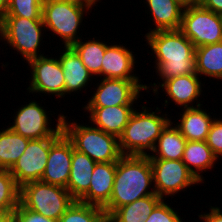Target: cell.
<instances>
[{
  "instance_id": "cell-23",
  "label": "cell",
  "mask_w": 222,
  "mask_h": 222,
  "mask_svg": "<svg viewBox=\"0 0 222 222\" xmlns=\"http://www.w3.org/2000/svg\"><path fill=\"white\" fill-rule=\"evenodd\" d=\"M217 160L206 141H186L182 161L199 182L204 178L200 172L213 168Z\"/></svg>"
},
{
  "instance_id": "cell-17",
  "label": "cell",
  "mask_w": 222,
  "mask_h": 222,
  "mask_svg": "<svg viewBox=\"0 0 222 222\" xmlns=\"http://www.w3.org/2000/svg\"><path fill=\"white\" fill-rule=\"evenodd\" d=\"M133 105H119L108 107H84L90 113V120L93 122L95 128L114 135L119 138L128 120L135 110Z\"/></svg>"
},
{
  "instance_id": "cell-29",
  "label": "cell",
  "mask_w": 222,
  "mask_h": 222,
  "mask_svg": "<svg viewBox=\"0 0 222 222\" xmlns=\"http://www.w3.org/2000/svg\"><path fill=\"white\" fill-rule=\"evenodd\" d=\"M20 187L9 170L0 169V216L13 214L19 204Z\"/></svg>"
},
{
  "instance_id": "cell-32",
  "label": "cell",
  "mask_w": 222,
  "mask_h": 222,
  "mask_svg": "<svg viewBox=\"0 0 222 222\" xmlns=\"http://www.w3.org/2000/svg\"><path fill=\"white\" fill-rule=\"evenodd\" d=\"M145 222H183L182 218L165 201H161Z\"/></svg>"
},
{
  "instance_id": "cell-3",
  "label": "cell",
  "mask_w": 222,
  "mask_h": 222,
  "mask_svg": "<svg viewBox=\"0 0 222 222\" xmlns=\"http://www.w3.org/2000/svg\"><path fill=\"white\" fill-rule=\"evenodd\" d=\"M142 110L132 112L122 135L118 138L122 155L147 156V151L154 150L161 132L171 122L167 114L157 115L146 110L144 106Z\"/></svg>"
},
{
  "instance_id": "cell-8",
  "label": "cell",
  "mask_w": 222,
  "mask_h": 222,
  "mask_svg": "<svg viewBox=\"0 0 222 222\" xmlns=\"http://www.w3.org/2000/svg\"><path fill=\"white\" fill-rule=\"evenodd\" d=\"M195 48L222 42V15L203 8L199 3L184 8L179 29Z\"/></svg>"
},
{
  "instance_id": "cell-18",
  "label": "cell",
  "mask_w": 222,
  "mask_h": 222,
  "mask_svg": "<svg viewBox=\"0 0 222 222\" xmlns=\"http://www.w3.org/2000/svg\"><path fill=\"white\" fill-rule=\"evenodd\" d=\"M197 73L180 75L159 83V87L164 88L166 96L172 99L179 106L183 108H194V100H197L201 95V81Z\"/></svg>"
},
{
  "instance_id": "cell-41",
  "label": "cell",
  "mask_w": 222,
  "mask_h": 222,
  "mask_svg": "<svg viewBox=\"0 0 222 222\" xmlns=\"http://www.w3.org/2000/svg\"><path fill=\"white\" fill-rule=\"evenodd\" d=\"M0 36H1V18H0ZM1 38V37H0Z\"/></svg>"
},
{
  "instance_id": "cell-24",
  "label": "cell",
  "mask_w": 222,
  "mask_h": 222,
  "mask_svg": "<svg viewBox=\"0 0 222 222\" xmlns=\"http://www.w3.org/2000/svg\"><path fill=\"white\" fill-rule=\"evenodd\" d=\"M172 124L170 122L161 132L152 151L155 154L148 153L149 158L182 160L187 140L175 126H171Z\"/></svg>"
},
{
  "instance_id": "cell-1",
  "label": "cell",
  "mask_w": 222,
  "mask_h": 222,
  "mask_svg": "<svg viewBox=\"0 0 222 222\" xmlns=\"http://www.w3.org/2000/svg\"><path fill=\"white\" fill-rule=\"evenodd\" d=\"M145 36L155 54V68L162 82L196 73L195 47L179 29L150 31Z\"/></svg>"
},
{
  "instance_id": "cell-36",
  "label": "cell",
  "mask_w": 222,
  "mask_h": 222,
  "mask_svg": "<svg viewBox=\"0 0 222 222\" xmlns=\"http://www.w3.org/2000/svg\"><path fill=\"white\" fill-rule=\"evenodd\" d=\"M198 3L203 8L222 15V0H199Z\"/></svg>"
},
{
  "instance_id": "cell-15",
  "label": "cell",
  "mask_w": 222,
  "mask_h": 222,
  "mask_svg": "<svg viewBox=\"0 0 222 222\" xmlns=\"http://www.w3.org/2000/svg\"><path fill=\"white\" fill-rule=\"evenodd\" d=\"M116 172V162L96 163L88 191L78 200L104 208L110 200Z\"/></svg>"
},
{
  "instance_id": "cell-13",
  "label": "cell",
  "mask_w": 222,
  "mask_h": 222,
  "mask_svg": "<svg viewBox=\"0 0 222 222\" xmlns=\"http://www.w3.org/2000/svg\"><path fill=\"white\" fill-rule=\"evenodd\" d=\"M32 80L27 90L36 93L65 96V80L61 63L57 58L39 56L28 61Z\"/></svg>"
},
{
  "instance_id": "cell-2",
  "label": "cell",
  "mask_w": 222,
  "mask_h": 222,
  "mask_svg": "<svg viewBox=\"0 0 222 222\" xmlns=\"http://www.w3.org/2000/svg\"><path fill=\"white\" fill-rule=\"evenodd\" d=\"M152 182L153 173L148 155H122L116 162L112 195L103 208L106 216L139 198L156 195L154 188L149 190Z\"/></svg>"
},
{
  "instance_id": "cell-6",
  "label": "cell",
  "mask_w": 222,
  "mask_h": 222,
  "mask_svg": "<svg viewBox=\"0 0 222 222\" xmlns=\"http://www.w3.org/2000/svg\"><path fill=\"white\" fill-rule=\"evenodd\" d=\"M87 10L86 7L64 0H43L42 20L45 28L60 36L64 47H70L80 40L77 31Z\"/></svg>"
},
{
  "instance_id": "cell-40",
  "label": "cell",
  "mask_w": 222,
  "mask_h": 222,
  "mask_svg": "<svg viewBox=\"0 0 222 222\" xmlns=\"http://www.w3.org/2000/svg\"><path fill=\"white\" fill-rule=\"evenodd\" d=\"M0 222H16L13 214L0 216Z\"/></svg>"
},
{
  "instance_id": "cell-34",
  "label": "cell",
  "mask_w": 222,
  "mask_h": 222,
  "mask_svg": "<svg viewBox=\"0 0 222 222\" xmlns=\"http://www.w3.org/2000/svg\"><path fill=\"white\" fill-rule=\"evenodd\" d=\"M13 215L16 219V222H58L54 219L47 218L40 213L27 209L20 203L14 210Z\"/></svg>"
},
{
  "instance_id": "cell-11",
  "label": "cell",
  "mask_w": 222,
  "mask_h": 222,
  "mask_svg": "<svg viewBox=\"0 0 222 222\" xmlns=\"http://www.w3.org/2000/svg\"><path fill=\"white\" fill-rule=\"evenodd\" d=\"M57 137L30 140L24 153L9 170L19 187L40 181L44 174L51 143Z\"/></svg>"
},
{
  "instance_id": "cell-5",
  "label": "cell",
  "mask_w": 222,
  "mask_h": 222,
  "mask_svg": "<svg viewBox=\"0 0 222 222\" xmlns=\"http://www.w3.org/2000/svg\"><path fill=\"white\" fill-rule=\"evenodd\" d=\"M75 200L65 187L33 181L20 187L19 203L58 221Z\"/></svg>"
},
{
  "instance_id": "cell-20",
  "label": "cell",
  "mask_w": 222,
  "mask_h": 222,
  "mask_svg": "<svg viewBox=\"0 0 222 222\" xmlns=\"http://www.w3.org/2000/svg\"><path fill=\"white\" fill-rule=\"evenodd\" d=\"M96 162L88 155L73 149L70 176L66 189L78 201L89 189Z\"/></svg>"
},
{
  "instance_id": "cell-21",
  "label": "cell",
  "mask_w": 222,
  "mask_h": 222,
  "mask_svg": "<svg viewBox=\"0 0 222 222\" xmlns=\"http://www.w3.org/2000/svg\"><path fill=\"white\" fill-rule=\"evenodd\" d=\"M64 52L58 58L65 80V94L74 91H81L89 81L92 74L88 71L85 65L82 63L80 56L70 46L65 47Z\"/></svg>"
},
{
  "instance_id": "cell-10",
  "label": "cell",
  "mask_w": 222,
  "mask_h": 222,
  "mask_svg": "<svg viewBox=\"0 0 222 222\" xmlns=\"http://www.w3.org/2000/svg\"><path fill=\"white\" fill-rule=\"evenodd\" d=\"M14 119V124L9 128L19 134L28 138L41 139L46 137H58L62 132V119L64 115H59L57 118V124L55 129L51 128L50 120L48 119V114L46 110L39 106L37 102L31 101L19 107L16 112ZM49 121V122H48Z\"/></svg>"
},
{
  "instance_id": "cell-27",
  "label": "cell",
  "mask_w": 222,
  "mask_h": 222,
  "mask_svg": "<svg viewBox=\"0 0 222 222\" xmlns=\"http://www.w3.org/2000/svg\"><path fill=\"white\" fill-rule=\"evenodd\" d=\"M29 141L9 127L0 131V169L10 170L24 153Z\"/></svg>"
},
{
  "instance_id": "cell-39",
  "label": "cell",
  "mask_w": 222,
  "mask_h": 222,
  "mask_svg": "<svg viewBox=\"0 0 222 222\" xmlns=\"http://www.w3.org/2000/svg\"><path fill=\"white\" fill-rule=\"evenodd\" d=\"M10 0H0V18H2L9 7Z\"/></svg>"
},
{
  "instance_id": "cell-25",
  "label": "cell",
  "mask_w": 222,
  "mask_h": 222,
  "mask_svg": "<svg viewBox=\"0 0 222 222\" xmlns=\"http://www.w3.org/2000/svg\"><path fill=\"white\" fill-rule=\"evenodd\" d=\"M164 199L157 195H149L119 207L108 217L109 222H145L154 208Z\"/></svg>"
},
{
  "instance_id": "cell-14",
  "label": "cell",
  "mask_w": 222,
  "mask_h": 222,
  "mask_svg": "<svg viewBox=\"0 0 222 222\" xmlns=\"http://www.w3.org/2000/svg\"><path fill=\"white\" fill-rule=\"evenodd\" d=\"M73 149L71 140L62 132L50 145L46 168L40 181L66 188Z\"/></svg>"
},
{
  "instance_id": "cell-26",
  "label": "cell",
  "mask_w": 222,
  "mask_h": 222,
  "mask_svg": "<svg viewBox=\"0 0 222 222\" xmlns=\"http://www.w3.org/2000/svg\"><path fill=\"white\" fill-rule=\"evenodd\" d=\"M196 73L222 79V42L195 48Z\"/></svg>"
},
{
  "instance_id": "cell-12",
  "label": "cell",
  "mask_w": 222,
  "mask_h": 222,
  "mask_svg": "<svg viewBox=\"0 0 222 222\" xmlns=\"http://www.w3.org/2000/svg\"><path fill=\"white\" fill-rule=\"evenodd\" d=\"M139 81L103 78L85 107L133 105L139 98V93L143 89L148 91L149 88Z\"/></svg>"
},
{
  "instance_id": "cell-33",
  "label": "cell",
  "mask_w": 222,
  "mask_h": 222,
  "mask_svg": "<svg viewBox=\"0 0 222 222\" xmlns=\"http://www.w3.org/2000/svg\"><path fill=\"white\" fill-rule=\"evenodd\" d=\"M206 143L212 150L213 154L218 158L222 156V120L216 119L211 125L206 138Z\"/></svg>"
},
{
  "instance_id": "cell-9",
  "label": "cell",
  "mask_w": 222,
  "mask_h": 222,
  "mask_svg": "<svg viewBox=\"0 0 222 222\" xmlns=\"http://www.w3.org/2000/svg\"><path fill=\"white\" fill-rule=\"evenodd\" d=\"M149 159L153 173V188L156 195L162 199L164 196L166 199L167 196H174L191 185L201 183L182 160Z\"/></svg>"
},
{
  "instance_id": "cell-7",
  "label": "cell",
  "mask_w": 222,
  "mask_h": 222,
  "mask_svg": "<svg viewBox=\"0 0 222 222\" xmlns=\"http://www.w3.org/2000/svg\"><path fill=\"white\" fill-rule=\"evenodd\" d=\"M43 29L46 28L42 19L3 16L1 18L0 40L6 41L28 62L33 58L43 56V54L38 55Z\"/></svg>"
},
{
  "instance_id": "cell-38",
  "label": "cell",
  "mask_w": 222,
  "mask_h": 222,
  "mask_svg": "<svg viewBox=\"0 0 222 222\" xmlns=\"http://www.w3.org/2000/svg\"><path fill=\"white\" fill-rule=\"evenodd\" d=\"M180 5H182L184 8H188L189 6H193L198 4L199 0H174Z\"/></svg>"
},
{
  "instance_id": "cell-31",
  "label": "cell",
  "mask_w": 222,
  "mask_h": 222,
  "mask_svg": "<svg viewBox=\"0 0 222 222\" xmlns=\"http://www.w3.org/2000/svg\"><path fill=\"white\" fill-rule=\"evenodd\" d=\"M43 0H10L4 16L42 19Z\"/></svg>"
},
{
  "instance_id": "cell-35",
  "label": "cell",
  "mask_w": 222,
  "mask_h": 222,
  "mask_svg": "<svg viewBox=\"0 0 222 222\" xmlns=\"http://www.w3.org/2000/svg\"><path fill=\"white\" fill-rule=\"evenodd\" d=\"M209 213L198 215L200 220L203 219L205 222H222V211L220 207H210Z\"/></svg>"
},
{
  "instance_id": "cell-4",
  "label": "cell",
  "mask_w": 222,
  "mask_h": 222,
  "mask_svg": "<svg viewBox=\"0 0 222 222\" xmlns=\"http://www.w3.org/2000/svg\"><path fill=\"white\" fill-rule=\"evenodd\" d=\"M62 130L71 140L74 149L88 155L96 163L117 162L122 156L118 138L95 128L94 125L92 127L76 122L69 123L63 116Z\"/></svg>"
},
{
  "instance_id": "cell-30",
  "label": "cell",
  "mask_w": 222,
  "mask_h": 222,
  "mask_svg": "<svg viewBox=\"0 0 222 222\" xmlns=\"http://www.w3.org/2000/svg\"><path fill=\"white\" fill-rule=\"evenodd\" d=\"M104 209L95 205L74 201L58 222H106Z\"/></svg>"
},
{
  "instance_id": "cell-28",
  "label": "cell",
  "mask_w": 222,
  "mask_h": 222,
  "mask_svg": "<svg viewBox=\"0 0 222 222\" xmlns=\"http://www.w3.org/2000/svg\"><path fill=\"white\" fill-rule=\"evenodd\" d=\"M106 43L98 40L82 42V39L74 43L71 47L80 56L82 63L92 75L101 76L102 59L105 54Z\"/></svg>"
},
{
  "instance_id": "cell-22",
  "label": "cell",
  "mask_w": 222,
  "mask_h": 222,
  "mask_svg": "<svg viewBox=\"0 0 222 222\" xmlns=\"http://www.w3.org/2000/svg\"><path fill=\"white\" fill-rule=\"evenodd\" d=\"M157 30H178L181 26L184 7L174 0H146Z\"/></svg>"
},
{
  "instance_id": "cell-19",
  "label": "cell",
  "mask_w": 222,
  "mask_h": 222,
  "mask_svg": "<svg viewBox=\"0 0 222 222\" xmlns=\"http://www.w3.org/2000/svg\"><path fill=\"white\" fill-rule=\"evenodd\" d=\"M197 107L183 108L180 123L175 124V127L185 137L187 141H206L207 135L215 118H211L205 110L200 109V104L197 101Z\"/></svg>"
},
{
  "instance_id": "cell-16",
  "label": "cell",
  "mask_w": 222,
  "mask_h": 222,
  "mask_svg": "<svg viewBox=\"0 0 222 222\" xmlns=\"http://www.w3.org/2000/svg\"><path fill=\"white\" fill-rule=\"evenodd\" d=\"M134 63L135 58L130 49L122 45H108L102 59L101 76L110 79L139 80L132 71Z\"/></svg>"
},
{
  "instance_id": "cell-37",
  "label": "cell",
  "mask_w": 222,
  "mask_h": 222,
  "mask_svg": "<svg viewBox=\"0 0 222 222\" xmlns=\"http://www.w3.org/2000/svg\"><path fill=\"white\" fill-rule=\"evenodd\" d=\"M64 1L81 5V6H83V7L88 8V10H89V9L92 8V6H94V5L96 4V2L99 1V0H64Z\"/></svg>"
}]
</instances>
